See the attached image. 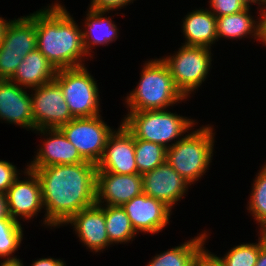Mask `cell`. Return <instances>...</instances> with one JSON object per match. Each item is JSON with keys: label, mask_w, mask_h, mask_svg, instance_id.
I'll use <instances>...</instances> for the list:
<instances>
[{"label": "cell", "mask_w": 266, "mask_h": 266, "mask_svg": "<svg viewBox=\"0 0 266 266\" xmlns=\"http://www.w3.org/2000/svg\"><path fill=\"white\" fill-rule=\"evenodd\" d=\"M135 0H90L89 8L97 11H116L133 3Z\"/></svg>", "instance_id": "cell-32"}, {"label": "cell", "mask_w": 266, "mask_h": 266, "mask_svg": "<svg viewBox=\"0 0 266 266\" xmlns=\"http://www.w3.org/2000/svg\"><path fill=\"white\" fill-rule=\"evenodd\" d=\"M104 211L106 232L109 242L127 244L135 240L137 233L122 206L99 205Z\"/></svg>", "instance_id": "cell-24"}, {"label": "cell", "mask_w": 266, "mask_h": 266, "mask_svg": "<svg viewBox=\"0 0 266 266\" xmlns=\"http://www.w3.org/2000/svg\"><path fill=\"white\" fill-rule=\"evenodd\" d=\"M167 149L161 144L135 138V160L138 174L157 168L166 161Z\"/></svg>", "instance_id": "cell-26"}, {"label": "cell", "mask_w": 266, "mask_h": 266, "mask_svg": "<svg viewBox=\"0 0 266 266\" xmlns=\"http://www.w3.org/2000/svg\"><path fill=\"white\" fill-rule=\"evenodd\" d=\"M2 261H0V266H24L23 261L19 258L3 259Z\"/></svg>", "instance_id": "cell-37"}, {"label": "cell", "mask_w": 266, "mask_h": 266, "mask_svg": "<svg viewBox=\"0 0 266 266\" xmlns=\"http://www.w3.org/2000/svg\"><path fill=\"white\" fill-rule=\"evenodd\" d=\"M21 222L7 217L0 220V258H17L13 253L18 251L23 241V230Z\"/></svg>", "instance_id": "cell-28"}, {"label": "cell", "mask_w": 266, "mask_h": 266, "mask_svg": "<svg viewBox=\"0 0 266 266\" xmlns=\"http://www.w3.org/2000/svg\"><path fill=\"white\" fill-rule=\"evenodd\" d=\"M8 20L4 19L3 17H0V43L3 38L4 30L8 24Z\"/></svg>", "instance_id": "cell-39"}, {"label": "cell", "mask_w": 266, "mask_h": 266, "mask_svg": "<svg viewBox=\"0 0 266 266\" xmlns=\"http://www.w3.org/2000/svg\"><path fill=\"white\" fill-rule=\"evenodd\" d=\"M21 172L25 179L20 180L22 177H18L6 193L9 215L18 222L21 219L30 221L44 209L41 185L36 173L27 167Z\"/></svg>", "instance_id": "cell-11"}, {"label": "cell", "mask_w": 266, "mask_h": 266, "mask_svg": "<svg viewBox=\"0 0 266 266\" xmlns=\"http://www.w3.org/2000/svg\"><path fill=\"white\" fill-rule=\"evenodd\" d=\"M121 122L136 139L161 144L166 149L181 140L198 123L168 109L128 111Z\"/></svg>", "instance_id": "cell-5"}, {"label": "cell", "mask_w": 266, "mask_h": 266, "mask_svg": "<svg viewBox=\"0 0 266 266\" xmlns=\"http://www.w3.org/2000/svg\"><path fill=\"white\" fill-rule=\"evenodd\" d=\"M96 204L123 206L143 193L141 174L96 171Z\"/></svg>", "instance_id": "cell-15"}, {"label": "cell", "mask_w": 266, "mask_h": 266, "mask_svg": "<svg viewBox=\"0 0 266 266\" xmlns=\"http://www.w3.org/2000/svg\"><path fill=\"white\" fill-rule=\"evenodd\" d=\"M87 16L82 25L83 44L87 56L93 57L91 51L95 46H108L118 38L119 30L112 17L106 16V11H97L88 8Z\"/></svg>", "instance_id": "cell-21"}, {"label": "cell", "mask_w": 266, "mask_h": 266, "mask_svg": "<svg viewBox=\"0 0 266 266\" xmlns=\"http://www.w3.org/2000/svg\"><path fill=\"white\" fill-rule=\"evenodd\" d=\"M24 57L21 54L6 53L0 49V79H11Z\"/></svg>", "instance_id": "cell-30"}, {"label": "cell", "mask_w": 266, "mask_h": 266, "mask_svg": "<svg viewBox=\"0 0 266 266\" xmlns=\"http://www.w3.org/2000/svg\"><path fill=\"white\" fill-rule=\"evenodd\" d=\"M182 33L184 45L211 48L217 41L216 16L207 9H196L185 15Z\"/></svg>", "instance_id": "cell-19"}, {"label": "cell", "mask_w": 266, "mask_h": 266, "mask_svg": "<svg viewBox=\"0 0 266 266\" xmlns=\"http://www.w3.org/2000/svg\"><path fill=\"white\" fill-rule=\"evenodd\" d=\"M31 90L34 131L60 128L74 118L55 79Z\"/></svg>", "instance_id": "cell-9"}, {"label": "cell", "mask_w": 266, "mask_h": 266, "mask_svg": "<svg viewBox=\"0 0 266 266\" xmlns=\"http://www.w3.org/2000/svg\"><path fill=\"white\" fill-rule=\"evenodd\" d=\"M10 217L8 212L7 197L5 193L0 192V220Z\"/></svg>", "instance_id": "cell-36"}, {"label": "cell", "mask_w": 266, "mask_h": 266, "mask_svg": "<svg viewBox=\"0 0 266 266\" xmlns=\"http://www.w3.org/2000/svg\"><path fill=\"white\" fill-rule=\"evenodd\" d=\"M33 171L41 185L45 227L59 228L73 215L96 204V164L86 161Z\"/></svg>", "instance_id": "cell-1"}, {"label": "cell", "mask_w": 266, "mask_h": 266, "mask_svg": "<svg viewBox=\"0 0 266 266\" xmlns=\"http://www.w3.org/2000/svg\"><path fill=\"white\" fill-rule=\"evenodd\" d=\"M0 120L34 131L31 96L9 79H0Z\"/></svg>", "instance_id": "cell-16"}, {"label": "cell", "mask_w": 266, "mask_h": 266, "mask_svg": "<svg viewBox=\"0 0 266 266\" xmlns=\"http://www.w3.org/2000/svg\"><path fill=\"white\" fill-rule=\"evenodd\" d=\"M259 28H258V42H262L266 46V3H263L259 8Z\"/></svg>", "instance_id": "cell-33"}, {"label": "cell", "mask_w": 266, "mask_h": 266, "mask_svg": "<svg viewBox=\"0 0 266 266\" xmlns=\"http://www.w3.org/2000/svg\"><path fill=\"white\" fill-rule=\"evenodd\" d=\"M211 48L182 44L174 54L162 57L175 86L188 99L206 80L212 65Z\"/></svg>", "instance_id": "cell-7"}, {"label": "cell", "mask_w": 266, "mask_h": 266, "mask_svg": "<svg viewBox=\"0 0 266 266\" xmlns=\"http://www.w3.org/2000/svg\"><path fill=\"white\" fill-rule=\"evenodd\" d=\"M258 243H243L235 245L223 257L210 252L222 266H255L261 247L266 243L263 236L258 234Z\"/></svg>", "instance_id": "cell-25"}, {"label": "cell", "mask_w": 266, "mask_h": 266, "mask_svg": "<svg viewBox=\"0 0 266 266\" xmlns=\"http://www.w3.org/2000/svg\"><path fill=\"white\" fill-rule=\"evenodd\" d=\"M210 11L216 16L235 14L241 12L246 6L240 0H209Z\"/></svg>", "instance_id": "cell-29"}, {"label": "cell", "mask_w": 266, "mask_h": 266, "mask_svg": "<svg viewBox=\"0 0 266 266\" xmlns=\"http://www.w3.org/2000/svg\"><path fill=\"white\" fill-rule=\"evenodd\" d=\"M72 225L79 241L90 249V252L100 253L110 247L103 209L94 204L73 215L65 224Z\"/></svg>", "instance_id": "cell-17"}, {"label": "cell", "mask_w": 266, "mask_h": 266, "mask_svg": "<svg viewBox=\"0 0 266 266\" xmlns=\"http://www.w3.org/2000/svg\"><path fill=\"white\" fill-rule=\"evenodd\" d=\"M209 233L204 232L197 234L198 236L185 241L179 246L172 247L166 251H162L152 257V260L146 266H196L198 259L206 250L204 247Z\"/></svg>", "instance_id": "cell-22"}, {"label": "cell", "mask_w": 266, "mask_h": 266, "mask_svg": "<svg viewBox=\"0 0 266 266\" xmlns=\"http://www.w3.org/2000/svg\"><path fill=\"white\" fill-rule=\"evenodd\" d=\"M96 166L97 171L114 174L138 173L135 160V137L122 122L108 137L103 155Z\"/></svg>", "instance_id": "cell-10"}, {"label": "cell", "mask_w": 266, "mask_h": 266, "mask_svg": "<svg viewBox=\"0 0 266 266\" xmlns=\"http://www.w3.org/2000/svg\"><path fill=\"white\" fill-rule=\"evenodd\" d=\"M143 65L138 85L125 97L128 111L166 110L186 101L161 57L145 61Z\"/></svg>", "instance_id": "cell-3"}, {"label": "cell", "mask_w": 266, "mask_h": 266, "mask_svg": "<svg viewBox=\"0 0 266 266\" xmlns=\"http://www.w3.org/2000/svg\"><path fill=\"white\" fill-rule=\"evenodd\" d=\"M250 11L251 7H246L241 12L216 17L217 42L221 37L237 41L247 35L258 41L259 19L253 18Z\"/></svg>", "instance_id": "cell-23"}, {"label": "cell", "mask_w": 266, "mask_h": 266, "mask_svg": "<svg viewBox=\"0 0 266 266\" xmlns=\"http://www.w3.org/2000/svg\"><path fill=\"white\" fill-rule=\"evenodd\" d=\"M255 266H266V243L261 247Z\"/></svg>", "instance_id": "cell-38"}, {"label": "cell", "mask_w": 266, "mask_h": 266, "mask_svg": "<svg viewBox=\"0 0 266 266\" xmlns=\"http://www.w3.org/2000/svg\"><path fill=\"white\" fill-rule=\"evenodd\" d=\"M35 132L39 133V136H44V140L43 142L41 141L43 144H40L37 149L33 161L27 163V168L35 170L37 168L53 165L86 162L80 156L77 148L66 138L59 128L37 129Z\"/></svg>", "instance_id": "cell-14"}, {"label": "cell", "mask_w": 266, "mask_h": 266, "mask_svg": "<svg viewBox=\"0 0 266 266\" xmlns=\"http://www.w3.org/2000/svg\"><path fill=\"white\" fill-rule=\"evenodd\" d=\"M122 208L135 232L157 234L170 222L172 210L163 202L142 193L125 203Z\"/></svg>", "instance_id": "cell-13"}, {"label": "cell", "mask_w": 266, "mask_h": 266, "mask_svg": "<svg viewBox=\"0 0 266 266\" xmlns=\"http://www.w3.org/2000/svg\"><path fill=\"white\" fill-rule=\"evenodd\" d=\"M246 7H250L251 4H257L259 7L263 4V0H240Z\"/></svg>", "instance_id": "cell-40"}, {"label": "cell", "mask_w": 266, "mask_h": 266, "mask_svg": "<svg viewBox=\"0 0 266 266\" xmlns=\"http://www.w3.org/2000/svg\"><path fill=\"white\" fill-rule=\"evenodd\" d=\"M31 266H67L65 261L55 258H39L32 262Z\"/></svg>", "instance_id": "cell-35"}, {"label": "cell", "mask_w": 266, "mask_h": 266, "mask_svg": "<svg viewBox=\"0 0 266 266\" xmlns=\"http://www.w3.org/2000/svg\"><path fill=\"white\" fill-rule=\"evenodd\" d=\"M58 0L35 12L37 49L58 70L85 66L82 28Z\"/></svg>", "instance_id": "cell-2"}, {"label": "cell", "mask_w": 266, "mask_h": 266, "mask_svg": "<svg viewBox=\"0 0 266 266\" xmlns=\"http://www.w3.org/2000/svg\"><path fill=\"white\" fill-rule=\"evenodd\" d=\"M55 80L59 83L74 118L101 115L97 81L86 66L58 69Z\"/></svg>", "instance_id": "cell-6"}, {"label": "cell", "mask_w": 266, "mask_h": 266, "mask_svg": "<svg viewBox=\"0 0 266 266\" xmlns=\"http://www.w3.org/2000/svg\"><path fill=\"white\" fill-rule=\"evenodd\" d=\"M0 49L6 53L21 54L23 57L37 49L35 12L9 20Z\"/></svg>", "instance_id": "cell-18"}, {"label": "cell", "mask_w": 266, "mask_h": 266, "mask_svg": "<svg viewBox=\"0 0 266 266\" xmlns=\"http://www.w3.org/2000/svg\"><path fill=\"white\" fill-rule=\"evenodd\" d=\"M56 71L57 69L36 49L24 57L10 80L30 90L53 81Z\"/></svg>", "instance_id": "cell-20"}, {"label": "cell", "mask_w": 266, "mask_h": 266, "mask_svg": "<svg viewBox=\"0 0 266 266\" xmlns=\"http://www.w3.org/2000/svg\"><path fill=\"white\" fill-rule=\"evenodd\" d=\"M102 115L73 118L59 129L77 148L80 156L97 165L101 159L106 142L114 131L104 122Z\"/></svg>", "instance_id": "cell-8"}, {"label": "cell", "mask_w": 266, "mask_h": 266, "mask_svg": "<svg viewBox=\"0 0 266 266\" xmlns=\"http://www.w3.org/2000/svg\"><path fill=\"white\" fill-rule=\"evenodd\" d=\"M196 266H222L219 261L206 249L197 261Z\"/></svg>", "instance_id": "cell-34"}, {"label": "cell", "mask_w": 266, "mask_h": 266, "mask_svg": "<svg viewBox=\"0 0 266 266\" xmlns=\"http://www.w3.org/2000/svg\"><path fill=\"white\" fill-rule=\"evenodd\" d=\"M20 174L13 163L0 159V192L6 194Z\"/></svg>", "instance_id": "cell-31"}, {"label": "cell", "mask_w": 266, "mask_h": 266, "mask_svg": "<svg viewBox=\"0 0 266 266\" xmlns=\"http://www.w3.org/2000/svg\"><path fill=\"white\" fill-rule=\"evenodd\" d=\"M258 229H259L258 233H260L263 236V239L266 242V224Z\"/></svg>", "instance_id": "cell-41"}, {"label": "cell", "mask_w": 266, "mask_h": 266, "mask_svg": "<svg viewBox=\"0 0 266 266\" xmlns=\"http://www.w3.org/2000/svg\"><path fill=\"white\" fill-rule=\"evenodd\" d=\"M247 210L261 228L266 224V163L253 179Z\"/></svg>", "instance_id": "cell-27"}, {"label": "cell", "mask_w": 266, "mask_h": 266, "mask_svg": "<svg viewBox=\"0 0 266 266\" xmlns=\"http://www.w3.org/2000/svg\"><path fill=\"white\" fill-rule=\"evenodd\" d=\"M190 132V133H189ZM167 149L166 161L191 185L209 170L215 143V132L210 124L193 128Z\"/></svg>", "instance_id": "cell-4"}, {"label": "cell", "mask_w": 266, "mask_h": 266, "mask_svg": "<svg viewBox=\"0 0 266 266\" xmlns=\"http://www.w3.org/2000/svg\"><path fill=\"white\" fill-rule=\"evenodd\" d=\"M141 176L143 193L163 202L171 210L191 186L167 161Z\"/></svg>", "instance_id": "cell-12"}]
</instances>
